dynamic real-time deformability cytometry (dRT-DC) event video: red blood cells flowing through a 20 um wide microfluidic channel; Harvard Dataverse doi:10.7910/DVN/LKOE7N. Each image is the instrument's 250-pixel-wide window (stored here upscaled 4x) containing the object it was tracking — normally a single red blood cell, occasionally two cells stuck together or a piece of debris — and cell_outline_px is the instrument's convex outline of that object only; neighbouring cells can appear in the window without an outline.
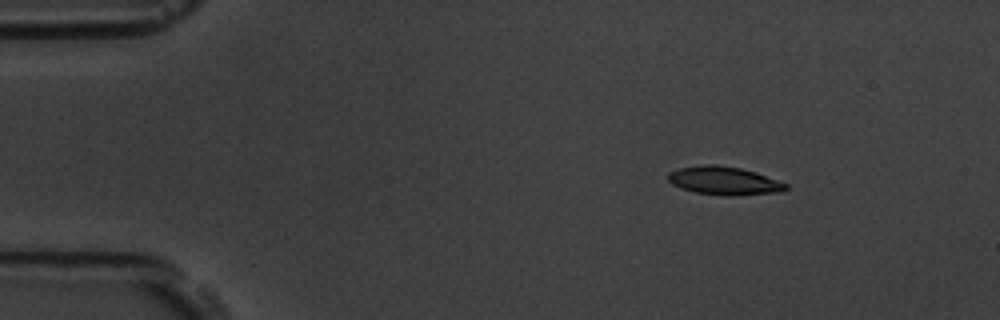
{"species": "common noctule bat (a hibernating species)", "species_latin": "Nyctalus noctula", "temperature_condition": "room temperature", "stored_images_in_passage": 4, "camera_frame_rate_fps": 3000, "um_per_image_px": 0.085, "animal": {"sex": "male", "body_mass_g": 19.5, "forearm_length_mm": 54.6}, "frame": {"image": 1, "passage_image": 2, "time_ms": 2.0, "image_size_px": [1000, 320], "cell_outline_px": [[788, 188], [784, 192], [732, 196], [728, 196], [696, 192], [680, 188], [672, 184], [668, 180], [668, 172], [680, 168], [704, 164], [716, 164], [740, 168], [756, 172], [788, 184]], "centroid_in_image_um": [61.57, 15.36], "position_along_channel_um": 23.4, "area_um2": 19.54}}